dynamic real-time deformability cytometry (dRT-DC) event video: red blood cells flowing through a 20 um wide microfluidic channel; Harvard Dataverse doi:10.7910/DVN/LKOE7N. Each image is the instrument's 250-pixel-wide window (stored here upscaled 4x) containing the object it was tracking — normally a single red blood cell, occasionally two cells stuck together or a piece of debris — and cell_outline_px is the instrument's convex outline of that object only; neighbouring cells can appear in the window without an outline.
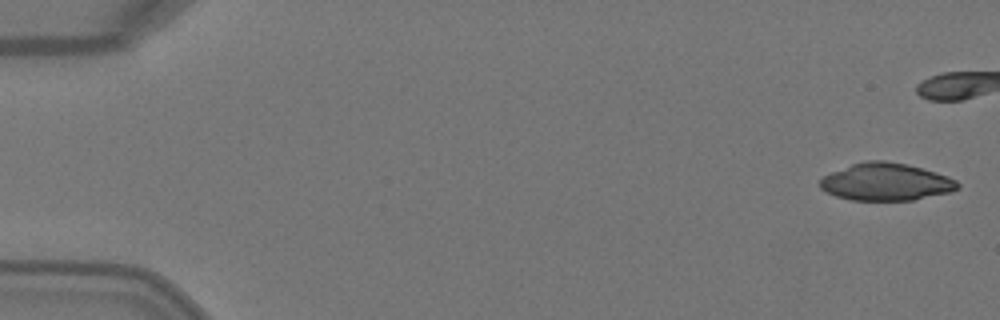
{"species": "Egyptian fruit bat (a non-hibernating species)", "species_latin": "Rousettus aegyptiacus", "temperature_condition": "warm", "stored_images_in_passage": 6, "camera_frame_rate_fps": 3000, "um_per_image_px": 0.085, "animal": {"sex": "female"}, "frame": {"image": 1, "passage_image": 1, "time_ms": 0.0, "image_size_px": [1000, 320], "cell_outline_px": [[960, 188], [948, 192], [912, 200], [852, 200], [836, 196], [820, 188], [820, 180], [824, 176], [832, 172], [852, 164], [864, 160], [884, 160], [904, 164], [936, 172], [948, 176], [956, 180], [960, 184]], "centroid_in_image_um": [75.31, 15.46], "position_along_channel_um": 9.7, "area_um2": 29.71}}